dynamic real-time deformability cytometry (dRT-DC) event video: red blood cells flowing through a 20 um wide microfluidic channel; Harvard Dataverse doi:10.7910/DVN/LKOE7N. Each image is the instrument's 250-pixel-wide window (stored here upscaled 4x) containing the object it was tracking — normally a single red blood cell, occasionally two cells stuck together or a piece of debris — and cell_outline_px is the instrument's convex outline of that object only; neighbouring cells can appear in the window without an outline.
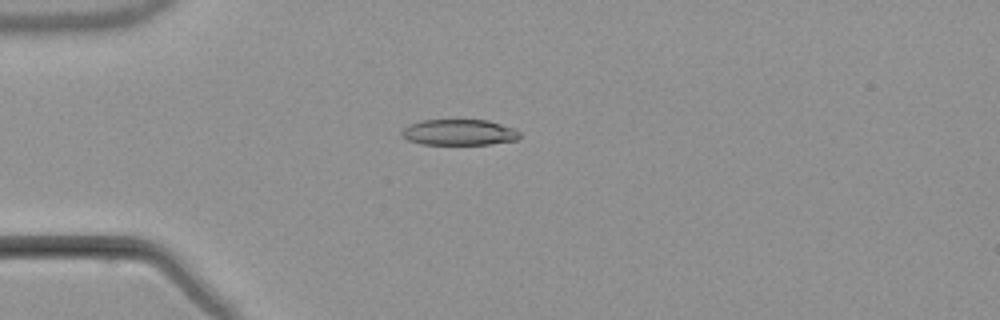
{"species": "common noctule bat (a hibernating species)", "species_latin": "Nyctalus noctula", "temperature_condition": "warm", "stored_images_in_passage": 7, "camera_frame_rate_fps": 3000, "um_per_image_px": 0.085, "animal": {"sex": "male", "body_mass_g": 21.5, "forearm_length_mm": 52.0}, "frame": {"image": 1, "passage_image": 5, "time_ms": 4.667, "image_size_px": [1000, 320], "cell_outline_px": [[520, 136], [516, 140], [488, 144], [420, 144], [408, 140], [400, 132], [408, 124], [420, 120], [488, 120], [516, 128], [520, 132]], "centroid_in_image_um": [39.03, 11.24], "position_along_channel_um": 46.0, "area_um2": 17.86}}
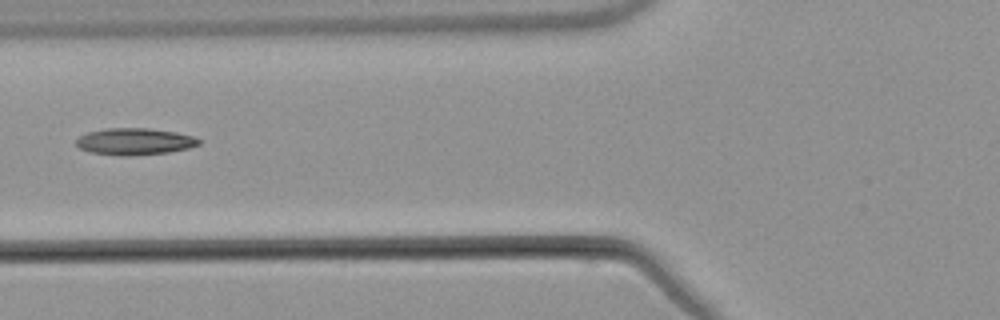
{"frame": {"image": 2, "passage_image": 7, "time_ms": 7.0, "image_size_px": [1000, 320], "cell_outline_px": [[200, 144], [188, 148], [168, 152], [128, 156], [120, 156], [92, 152], [80, 148], [76, 144], [76, 140], [80, 136], [88, 132], [104, 128], [148, 128], [176, 132], [192, 136], [200, 140]], "centroid_in_image_um": [11.44, 12.02], "position_along_channel_um": 114.4, "area_um2": 19.02}}